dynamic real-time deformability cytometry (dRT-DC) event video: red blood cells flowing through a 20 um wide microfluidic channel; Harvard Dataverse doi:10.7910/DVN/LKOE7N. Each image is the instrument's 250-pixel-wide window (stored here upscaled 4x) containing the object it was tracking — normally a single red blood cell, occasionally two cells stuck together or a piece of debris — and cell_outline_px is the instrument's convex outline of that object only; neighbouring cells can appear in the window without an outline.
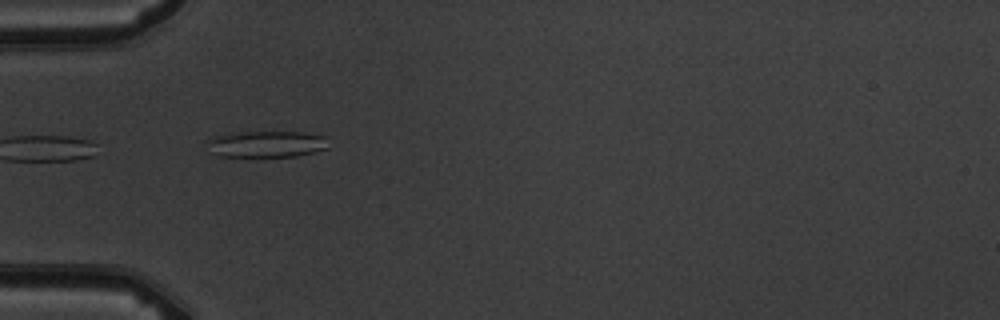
{"species": "common noctule bat (a hibernating species)", "species_latin": "Nyctalus noctula", "temperature_condition": "warm", "stored_images_in_passage": 3, "camera_frame_rate_fps": 3000, "um_per_image_px": 0.085, "animal": {"sex": "male", "body_mass_g": 19.5, "forearm_length_mm": 54.6}, "frame": {"image": 1, "passage_image": 1, "time_ms": 0.0, "image_size_px": [1000, 320], "cell_outline_px": [[328, 148], [296, 156], [216, 156], [208, 152], [204, 140], [216, 136], [232, 132], [304, 132], [324, 136]], "centroid_in_image_um": [22.54, 12.24], "position_along_channel_um": 62.5, "area_um2": 18.84}}
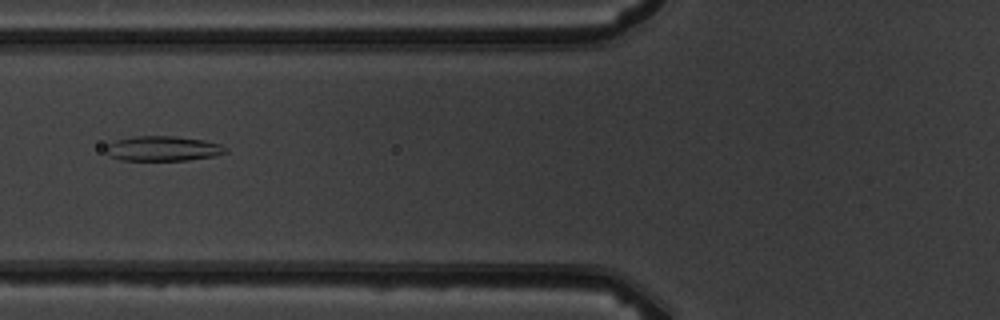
{"frame": {"image": 2, "passage_image": 2, "time_ms": 1.333, "image_size_px": [1000, 320], "cell_outline_px": [[228, 152], [216, 156], [188, 160], [120, 160], [104, 152], [104, 148], [108, 144], [116, 140], [136, 136], [176, 136], [204, 140], [220, 144], [228, 148]], "centroid_in_image_um": [13.87, 12.63], "position_along_channel_um": 111.9, "area_um2": 17.51}}
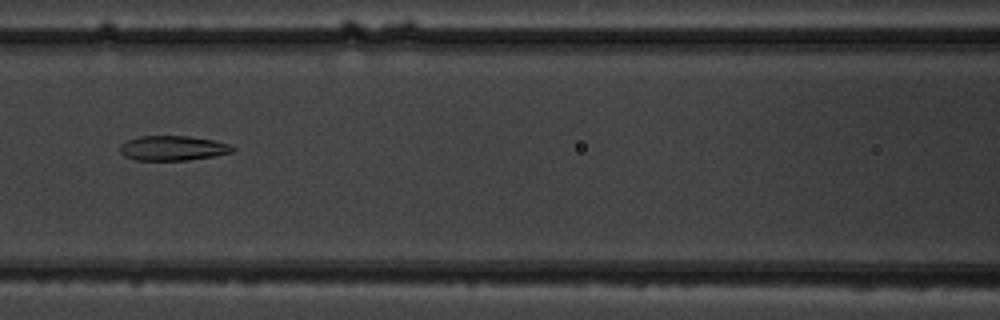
{"frame": {"image": 3, "passage_image": 3, "time_ms": 2.333, "image_size_px": [1000, 320], "cell_outline_px": [[236, 148], [232, 152], [216, 156], [188, 160], [136, 160], [124, 156], [120, 152], [120, 144], [128, 140], [140, 136], [188, 136], [212, 140], [228, 144]], "centroid_in_image_um": [14.68, 12.6], "position_along_channel_um": 151.9, "area_um2": 16.24}}